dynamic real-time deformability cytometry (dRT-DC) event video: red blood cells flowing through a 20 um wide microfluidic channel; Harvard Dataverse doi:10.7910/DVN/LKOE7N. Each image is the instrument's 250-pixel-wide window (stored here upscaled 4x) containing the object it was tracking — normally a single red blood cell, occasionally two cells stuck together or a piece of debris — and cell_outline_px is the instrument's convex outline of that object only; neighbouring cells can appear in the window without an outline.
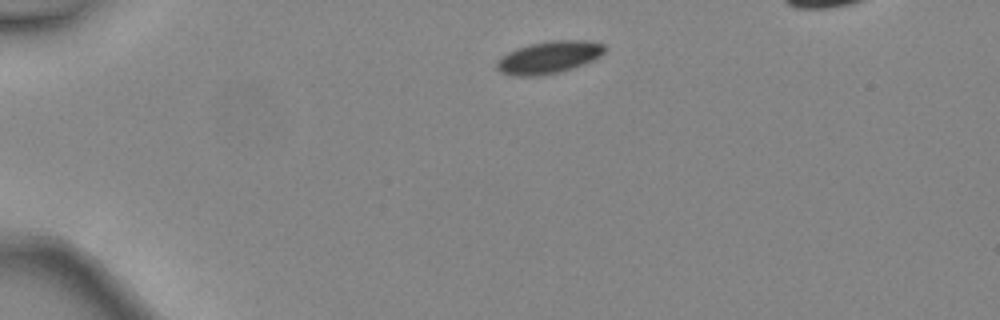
{"species": "common noctule bat (a hibernating species)", "species_latin": "Nyctalus noctula", "temperature_condition": "warm", "stored_images_in_passage": 32, "camera_frame_rate_fps": 3000, "um_per_image_px": 0.085, "animal": {"sex": "female", "body_mass_g": 24.6, "forearm_length_mm": 56.2}, "frame": {"image": 1, "passage_image": 1, "time_ms": 0.0, "image_size_px": [1000, 320], "cell_outline_px": [[604, 52], [600, 56], [592, 60], [572, 68], [560, 72], [540, 76], [512, 76], [500, 72], [496, 68], [496, 60], [500, 56], [516, 48], [528, 44], [552, 40], [588, 40], [604, 44]], "centroid_in_image_um": [46.6, 4.87], "position_along_channel_um": 38.4, "area_um2": 20.52}}
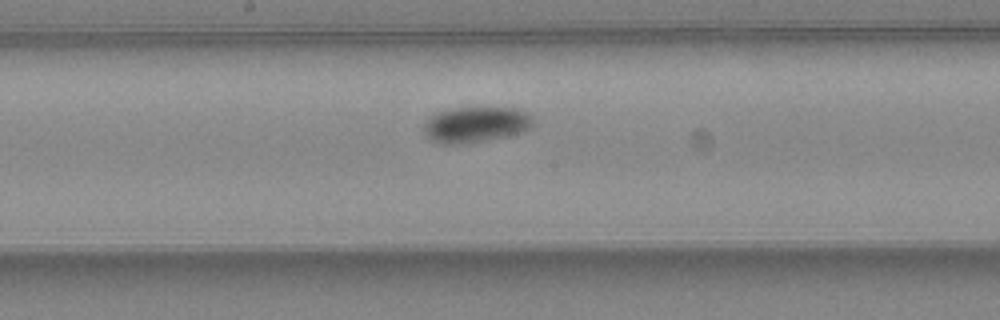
{"frame": {"image": 2, "passage_image": 16, "time_ms": 5.0, "image_size_px": [1000, 320], "cell_outline_px": [[532, 124], [528, 128], [520, 132], [504, 136], [464, 144], [436, 144], [428, 140], [424, 132], [424, 124], [432, 116], [440, 112], [452, 108], [516, 108], [532, 116]], "centroid_in_image_um": [40.37, 10.6], "position_along_channel_um": 207.8, "area_um2": 22.43}}
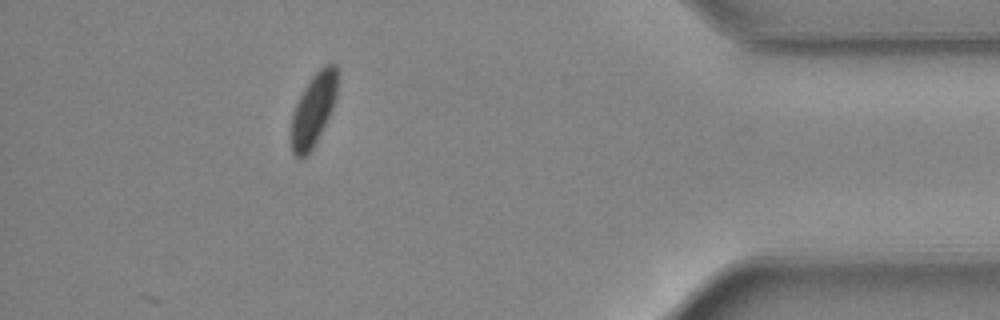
{"frame": {"image": 3, "passage_image": 32, "time_ms": 10.333, "image_size_px": [1000, 320], "cell_outline_px": [[336, 96], [332, 108], [308, 156], [300, 160], [292, 156], [292, 112], [304, 88], [312, 76], [324, 64], [336, 64]], "centroid_in_image_um": [26.61, 9.36], "position_along_channel_um": 408.6, "area_um2": 19.07}, "authors_computed_cell_mechanics": {"area_um2": 21.5594, "velocity_mm_per_s": 4.5302, "shape_relaxation_time_tau1_ms": 1.4458, "shape_relaxation_time_tau2_ms": null, "deformation_change_tau1": 0.0657, "deformation_change_tau2": null}}